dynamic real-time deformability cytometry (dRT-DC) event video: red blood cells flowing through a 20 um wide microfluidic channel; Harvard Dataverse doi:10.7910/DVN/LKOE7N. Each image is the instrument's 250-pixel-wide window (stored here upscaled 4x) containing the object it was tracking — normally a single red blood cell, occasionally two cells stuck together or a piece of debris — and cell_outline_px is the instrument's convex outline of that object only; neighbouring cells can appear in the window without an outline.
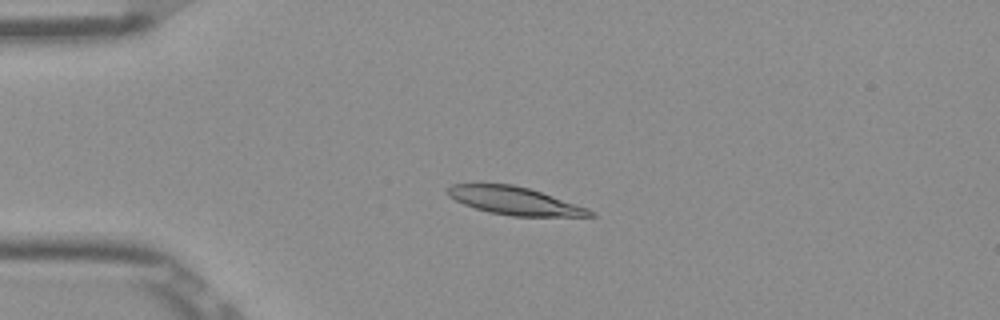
{"species": "Egyptian fruit bat (a non-hibernating species)", "species_latin": "Rousettus aegyptiacus", "temperature_condition": "room temperature", "stored_images_in_passage": 53, "camera_frame_rate_fps": 3000, "um_per_image_px": 0.085, "frame": {"image": 1, "passage_image": 13, "time_ms": 4.0, "image_size_px": [1000, 320], "cell_outline_px": [[596, 216], [512, 216], [488, 212], [464, 204], [448, 196], [448, 188], [452, 184], [512, 184], [528, 188], [588, 208], [596, 212]], "centroid_in_image_um": [43.76, 17.08], "position_along_channel_um": 41.2, "area_um2": 22.77}}
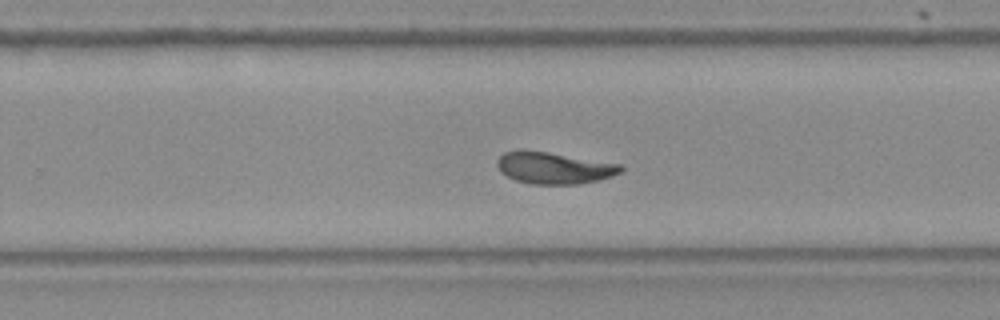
{"frame": {"image": 2, "passage_image": 34, "time_ms": 11.0, "image_size_px": [1000, 320], "cell_outline_px": [[624, 172], [600, 180], [576, 184], [532, 184], [516, 180], [500, 172], [496, 164], [496, 160], [504, 152], [520, 148], [548, 152], [620, 164], [624, 168]], "centroid_in_image_um": [47.07, 14.26], "position_along_channel_um": 282.7, "area_um2": 23.12}}
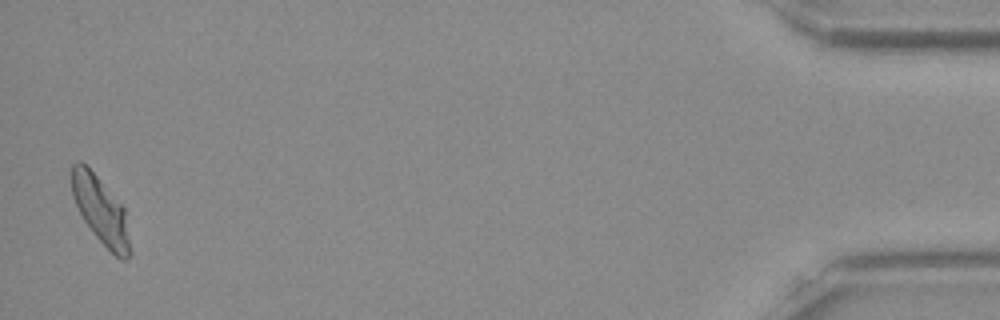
{"frame": {"image": 3, "passage_image": 52, "time_ms": 17.0, "image_size_px": [1000, 320], "cell_outline_px": [[132, 252], [128, 260], [120, 260], [92, 232], [84, 220], [72, 196], [72, 164], [76, 160], [80, 160], [96, 176], [124, 208]], "centroid_in_image_um": [8.58, 17.93], "position_along_channel_um": 426.6, "area_um2": 22.43}, "authors_computed_cell_mechanics": {"area_um2": 23.1778, "velocity_mm_per_s": 3.8643, "shape_relaxation_time_tau1_ms": 5.4772, "shape_relaxation_time_tau2_ms": 1.4209, "deformation_change_tau1": 0.166, "deformation_change_tau2": 0.0753}}